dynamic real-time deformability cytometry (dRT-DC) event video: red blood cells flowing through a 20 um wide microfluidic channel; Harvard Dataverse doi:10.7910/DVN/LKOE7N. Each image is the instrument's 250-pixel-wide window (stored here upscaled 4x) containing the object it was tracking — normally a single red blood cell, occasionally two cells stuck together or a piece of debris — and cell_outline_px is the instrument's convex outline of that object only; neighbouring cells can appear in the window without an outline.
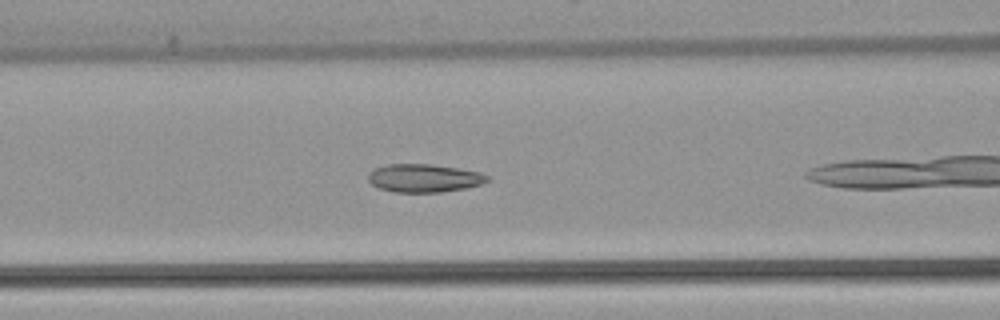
{"species": "common noctule bat (a hibernating species)", "species_latin": "Nyctalus noctula", "temperature_condition": "warm", "stored_images_in_passage": 13, "camera_frame_rate_fps": 3000, "um_per_image_px": 0.085, "animal": {"sex": "female", "body_mass_g": 22.7, "forearm_length_mm": 54.2}, "frame": {"image": 1, "passage_image": 6, "time_ms": 1.667, "image_size_px": [1000, 320], "cell_outline_px": [[488, 180], [480, 184], [464, 188], [440, 192], [396, 192], [380, 188], [372, 184], [368, 180], [368, 172], [376, 168], [388, 164], [432, 164], [480, 172], [488, 176]], "centroid_in_image_um": [36.01, 15.13], "position_along_channel_um": 130.6, "area_um2": 19.31}}